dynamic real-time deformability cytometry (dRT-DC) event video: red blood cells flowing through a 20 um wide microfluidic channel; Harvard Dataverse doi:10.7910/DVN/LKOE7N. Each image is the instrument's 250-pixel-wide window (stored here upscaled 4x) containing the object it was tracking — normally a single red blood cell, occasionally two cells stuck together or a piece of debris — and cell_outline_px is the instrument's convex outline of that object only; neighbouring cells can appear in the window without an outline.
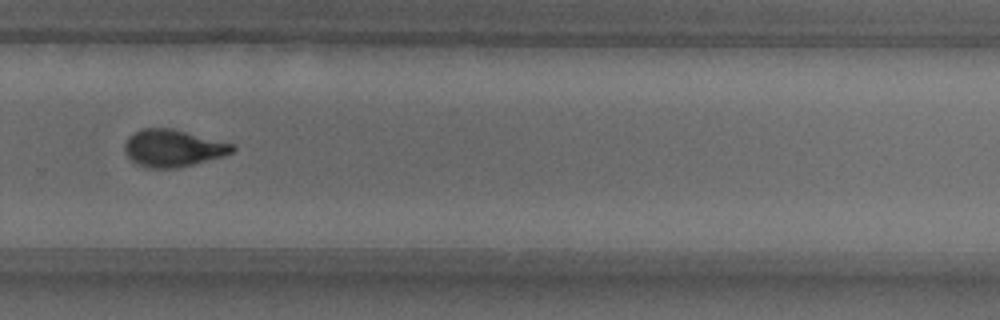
{"species": "common noctule bat (a hibernating species)", "species_latin": "Nyctalus noctula", "temperature_condition": "warm", "stored_images_in_passage": 37, "camera_frame_rate_fps": 3000, "um_per_image_px": 0.085, "animal": {"sex": "male", "body_mass_g": 18.8}, "frame": {"image": 1, "passage_image": 22, "time_ms": 7.0, "image_size_px": [1000, 320], "cell_outline_px": [[236, 148], [232, 152], [224, 156], [176, 168], [148, 168], [136, 164], [124, 152], [124, 144], [128, 136], [132, 132], [140, 128], [172, 128], [236, 144]], "centroid_in_image_um": [14.69, 12.58], "position_along_channel_um": 315.1, "area_um2": 23.58}, "authors_computed_cell_mechanics": {"area_um2": 23.8136, "velocity_mm_per_s": 3.8488, "shape_relaxation_time_tau1_ms": 4.8002, "shape_relaxation_time_tau2_ms": 1.8721, "deformation_change_tau1": 0.2032, "deformation_change_tau2": 0.0862}}